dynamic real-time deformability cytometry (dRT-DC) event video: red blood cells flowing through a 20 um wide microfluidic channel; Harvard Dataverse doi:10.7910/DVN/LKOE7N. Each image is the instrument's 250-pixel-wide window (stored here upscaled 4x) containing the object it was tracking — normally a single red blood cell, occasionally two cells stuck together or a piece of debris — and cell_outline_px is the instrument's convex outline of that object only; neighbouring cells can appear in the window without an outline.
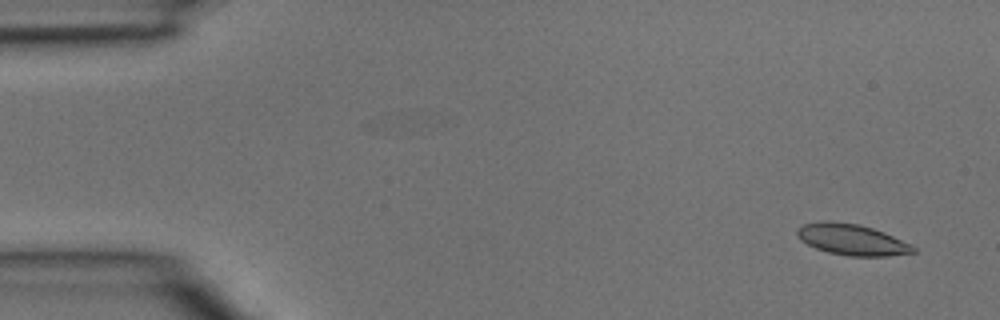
{"species": "common noctule bat (a hibernating species)", "species_latin": "Nyctalus noctula", "temperature_condition": "room temperature", "stored_images_in_passage": 4, "camera_frame_rate_fps": 3000, "um_per_image_px": 0.085, "animal": {"sex": "male", "body_mass_g": 15.6}, "frame": {"image": 1, "passage_image": 1, "time_ms": 0.0, "image_size_px": [1000, 320], "cell_outline_px": [[916, 252], [888, 256], [848, 256], [828, 252], [816, 248], [800, 240], [796, 236], [796, 228], [804, 224], [820, 220], [828, 220], [860, 224], [884, 232], [912, 244], [916, 248]], "centroid_in_image_um": [72.39, 20.35], "position_along_channel_um": 12.6, "area_um2": 21.27}}